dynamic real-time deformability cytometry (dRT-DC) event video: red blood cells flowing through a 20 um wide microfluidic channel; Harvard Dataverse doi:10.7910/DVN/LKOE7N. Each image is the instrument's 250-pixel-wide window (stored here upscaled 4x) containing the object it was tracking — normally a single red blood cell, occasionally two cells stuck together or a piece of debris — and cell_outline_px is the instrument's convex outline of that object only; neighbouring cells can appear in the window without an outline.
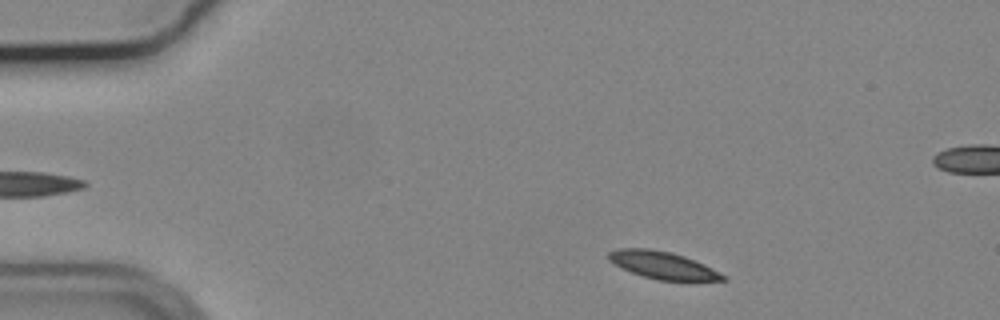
{"species": "common noctule bat (a hibernating species)", "species_latin": "Nyctalus noctula", "temperature_condition": "cold", "stored_images_in_passage": 51, "camera_frame_rate_fps": 3000, "um_per_image_px": 0.085, "animal": {"sex": "male", "body_mass_g": 19.2, "forearm_length_mm": 51.8}, "frame": {"image": 1, "passage_image": 4, "time_ms": 1.0, "image_size_px": [1000, 320], "cell_outline_px": [[728, 280], [656, 280], [632, 272], [608, 260], [608, 252], [620, 248], [648, 248], [668, 252], [684, 256], [704, 264], [728, 276]], "centroid_in_image_um": [56.36, 22.54], "position_along_channel_um": 28.6, "area_um2": 17.92}}
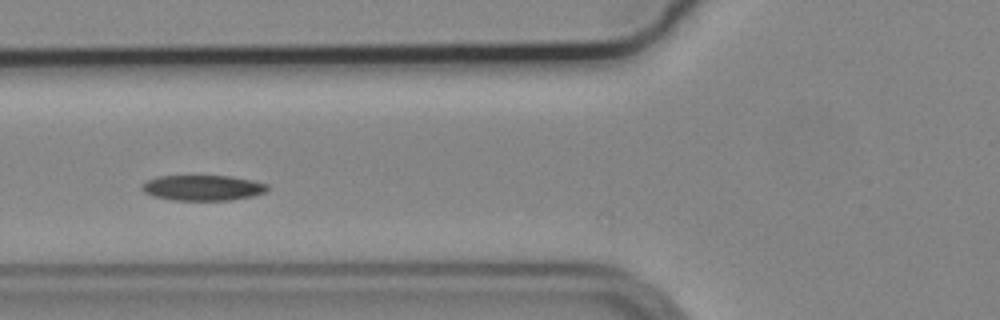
{"frame": {"image": 2, "passage_image": 16, "time_ms": 5.0, "image_size_px": [1000, 320], "cell_outline_px": [[268, 188], [264, 192], [252, 196], [228, 200], [172, 200], [152, 196], [144, 192], [140, 188], [148, 180], [160, 176], [228, 176], [252, 180], [268, 184]], "centroid_in_image_um": [17.22, 15.97], "position_along_channel_um": 108.6, "area_um2": 18.44}}
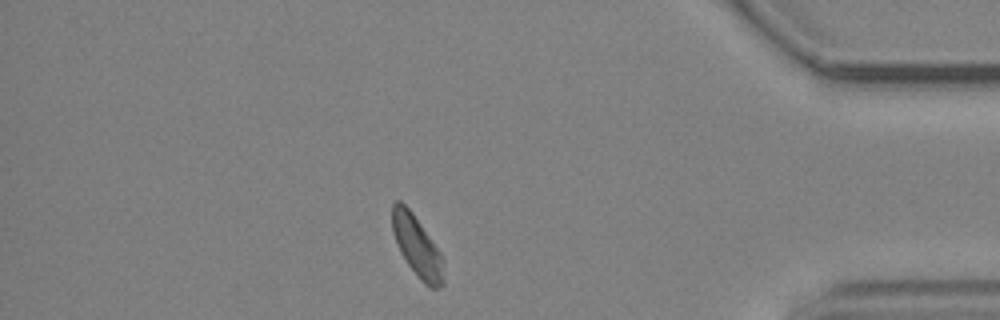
{"frame": {"image": 3, "passage_image": 43, "time_ms": 14.0, "image_size_px": [1000, 320], "cell_outline_px": [[444, 284], [440, 288], [432, 288], [424, 284], [420, 280], [408, 264], [400, 252], [392, 232], [392, 204], [396, 200], [400, 200], [412, 212], [440, 252], [444, 260]], "centroid_in_image_um": [35.46, 20.97], "position_along_channel_um": 399.7, "area_um2": 18.26}}